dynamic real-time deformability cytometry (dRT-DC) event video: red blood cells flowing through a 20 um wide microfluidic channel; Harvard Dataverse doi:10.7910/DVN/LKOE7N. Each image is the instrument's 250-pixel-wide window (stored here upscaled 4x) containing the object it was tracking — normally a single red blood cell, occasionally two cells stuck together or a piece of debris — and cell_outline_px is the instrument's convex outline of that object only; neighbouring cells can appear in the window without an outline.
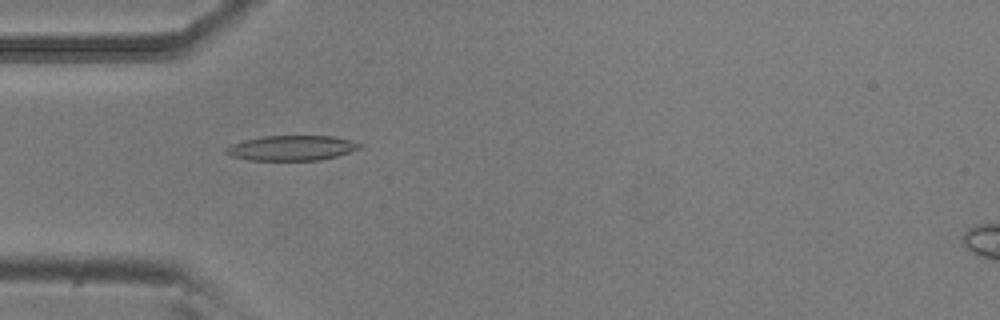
{"species": "common noctule bat (a hibernating species)", "species_latin": "Nyctalus noctula", "temperature_condition": "room temperature", "stored_images_in_passage": 34, "camera_frame_rate_fps": 3000, "um_per_image_px": 0.085, "animal": {"sex": "male", "body_mass_g": 20.5, "forearm_length_mm": 52.5}, "frame": {"image": 1, "passage_image": 11, "time_ms": 3.333, "image_size_px": [1000, 320], "cell_outline_px": [[364, 144], [360, 148], [336, 156], [320, 160], [248, 160], [232, 156], [224, 152], [224, 148], [232, 144], [244, 140], [264, 136], [332, 136]], "centroid_in_image_um": [24.76, 12.58], "position_along_channel_um": 60.2, "area_um2": 19.36}}
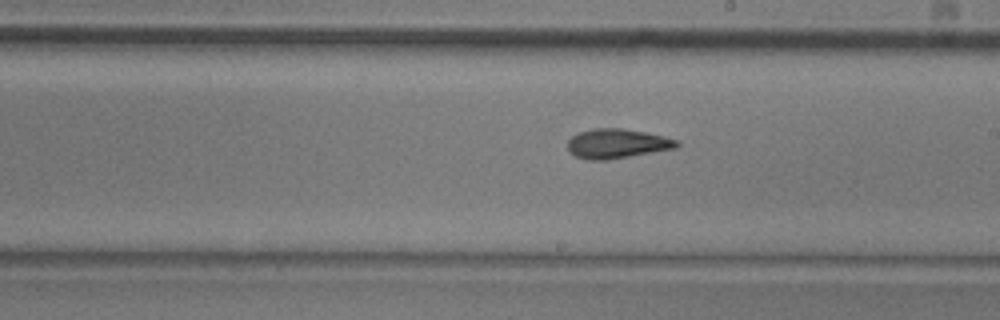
{"frame": {"image": 2, "passage_image": 25, "time_ms": 8.0, "image_size_px": [1000, 320], "cell_outline_px": [[680, 144], [676, 148], [608, 160], [588, 160], [576, 156], [568, 148], [568, 140], [572, 136], [580, 132], [592, 128], [624, 128], [664, 136], [676, 140]], "centroid_in_image_um": [52.45, 12.2], "position_along_channel_um": 236.6, "area_um2": 18.67}}
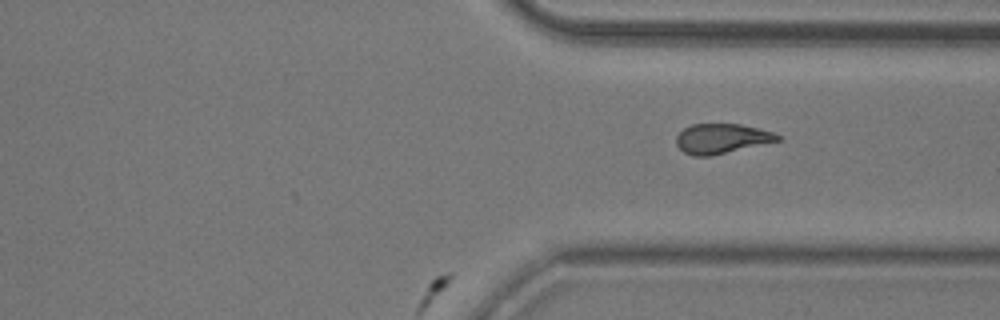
{"frame": {"image": 3, "passage_image": 34, "time_ms": 11.0, "image_size_px": [1000, 320], "cell_outline_px": [[780, 140], [708, 156], [692, 156], [684, 152], [676, 144], [676, 136], [684, 128], [692, 124], [740, 124], [772, 132], [780, 136]], "centroid_in_image_um": [61.28, 11.77], "position_along_channel_um": 350.1, "area_um2": 17.22}}